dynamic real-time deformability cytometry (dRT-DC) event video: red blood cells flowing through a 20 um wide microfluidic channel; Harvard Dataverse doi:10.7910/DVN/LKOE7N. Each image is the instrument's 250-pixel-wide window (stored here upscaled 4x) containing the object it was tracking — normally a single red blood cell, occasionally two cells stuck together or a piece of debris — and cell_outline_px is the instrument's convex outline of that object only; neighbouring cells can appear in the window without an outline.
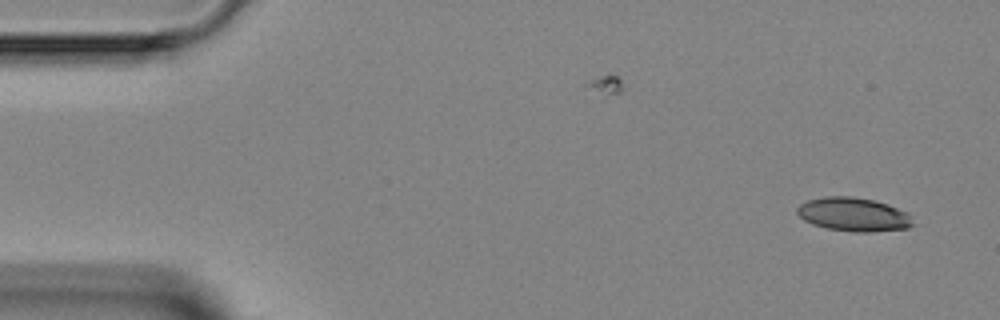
{"species": "Egyptian fruit bat (a non-hibernating species)", "species_latin": "Rousettus aegyptiacus", "temperature_condition": "room temperature", "stored_images_in_passage": 3, "camera_frame_rate_fps": 3000, "um_per_image_px": 0.085, "animal": {"sex": "female"}, "frame": {"image": 1, "passage_image": 3, "time_ms": 2.333, "image_size_px": [1000, 320], "cell_outline_px": [[916, 224], [908, 228], [868, 232], [852, 232], [828, 228], [812, 224], [804, 220], [796, 212], [796, 208], [800, 204], [808, 200], [824, 196], [852, 196], [872, 200], [888, 204], [908, 212], [912, 216]], "centroid_in_image_um": [72.58, 18.23], "position_along_channel_um": 12.4, "area_um2": 22.95}}